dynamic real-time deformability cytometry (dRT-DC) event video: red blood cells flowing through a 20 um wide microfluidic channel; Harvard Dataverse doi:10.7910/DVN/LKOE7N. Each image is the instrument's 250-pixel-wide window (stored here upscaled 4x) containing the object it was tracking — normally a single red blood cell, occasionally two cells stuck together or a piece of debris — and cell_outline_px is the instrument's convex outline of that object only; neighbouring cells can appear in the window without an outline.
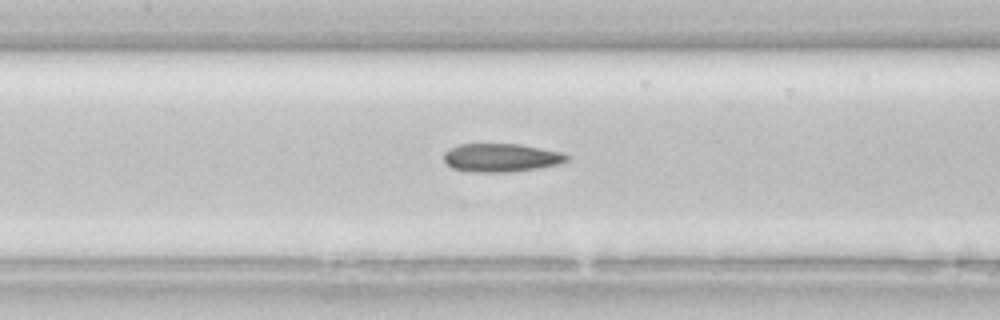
{"species": "common noctule bat (a hibernating species)", "species_latin": "Nyctalus noctula", "temperature_condition": "room temperature", "stored_images_in_passage": 40, "camera_frame_rate_fps": 3000, "um_per_image_px": 0.085, "animal": {"sex": "female", "body_mass_g": 22.7, "forearm_length_mm": 54.2}, "frame": {"image": 1, "passage_image": 18, "time_ms": 5.667, "image_size_px": [1000, 320], "cell_outline_px": [[572, 156], [568, 160], [560, 164], [536, 168], [508, 172], [468, 172], [452, 168], [444, 160], [444, 152], [448, 148], [460, 144], [520, 144], [564, 152]], "centroid_in_image_um": [42.62, 13.4], "position_along_channel_um": 164.8, "area_um2": 20.58}}